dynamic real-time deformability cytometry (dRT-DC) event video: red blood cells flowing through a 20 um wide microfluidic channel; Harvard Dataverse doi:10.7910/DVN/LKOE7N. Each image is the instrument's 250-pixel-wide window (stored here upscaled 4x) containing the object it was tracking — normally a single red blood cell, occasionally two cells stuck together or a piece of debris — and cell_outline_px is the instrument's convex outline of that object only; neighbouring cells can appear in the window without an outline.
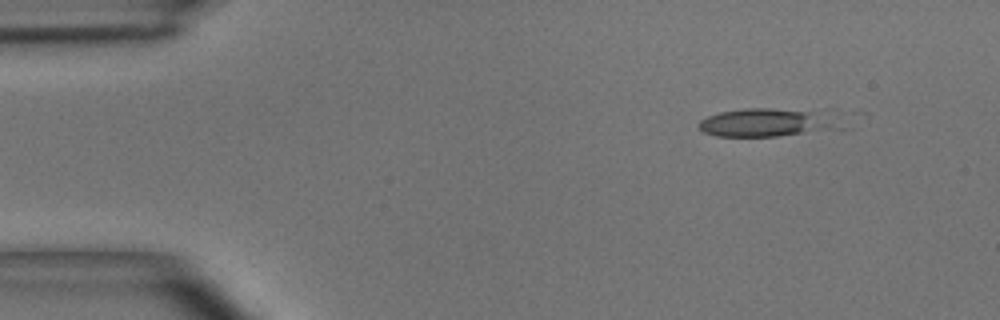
{"species": "common noctule bat (a hibernating species)", "species_latin": "Nyctalus noctula", "temperature_condition": "room temperature", "stored_images_in_passage": 4, "camera_frame_rate_fps": 3000, "um_per_image_px": 0.085, "animal": {"sex": "male", "body_mass_g": 15.6}, "frame": {"image": 1, "passage_image": 2, "time_ms": 0.333, "image_size_px": [1000, 320], "cell_outline_px": [[844, 128], [776, 136], [716, 136], [704, 132], [696, 124], [700, 120], [708, 116], [720, 112], [748, 108], [772, 108], [820, 112]], "centroid_in_image_um": [65.07, 10.42], "position_along_channel_um": 19.9, "area_um2": 22.66}}